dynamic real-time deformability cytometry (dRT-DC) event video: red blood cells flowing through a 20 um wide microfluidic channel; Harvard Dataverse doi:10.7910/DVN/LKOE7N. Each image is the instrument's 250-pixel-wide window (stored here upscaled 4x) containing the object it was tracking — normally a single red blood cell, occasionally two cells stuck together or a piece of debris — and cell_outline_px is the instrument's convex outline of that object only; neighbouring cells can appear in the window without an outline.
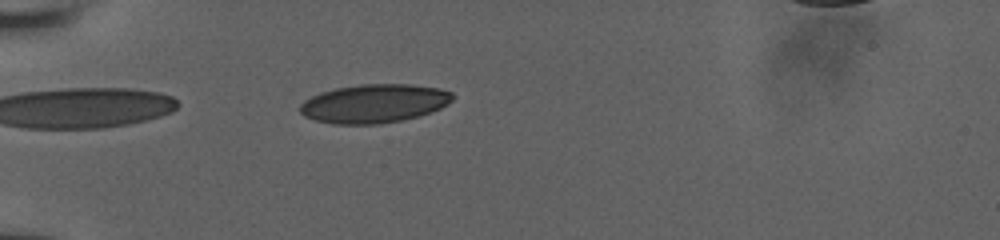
{"species": "human", "species_latin": "Homo sapiens", "temperature_condition": "room temperature", "stored_images_in_passage": 14, "camera_frame_rate_fps": 3000, "um_per_image_px": 0.085, "donor": {"sex": "male"}, "frame": {"image": 1, "passage_image": 1, "time_ms": 0.0, "image_size_px": [1000, 240], "cell_outline_px": [[456, 96], [448, 104], [440, 108], [416, 116], [400, 120], [380, 124], [332, 124], [316, 120], [304, 116], [300, 112], [300, 104], [304, 100], [320, 92], [336, 88], [360, 84], [408, 84], [440, 88], [452, 92]], "centroid_in_image_um": [31.79, 8.79], "position_along_channel_um": 53.2, "area_um2": 34.33}}
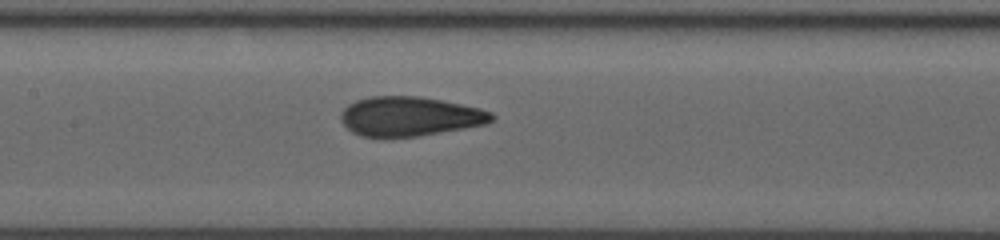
{"frame": {"image": 2, "passage_image": 8, "time_ms": 3.667, "image_size_px": [1000, 240], "cell_outline_px": [[496, 116], [488, 124], [416, 136], [360, 136], [352, 132], [340, 120], [340, 112], [348, 104], [356, 100], [372, 96], [420, 96], [480, 108], [492, 112]], "centroid_in_image_um": [34.83, 9.88], "position_along_channel_um": 172.6, "area_um2": 34.45}}
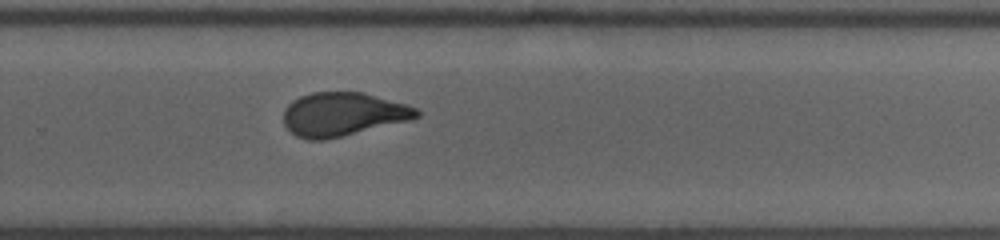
{"frame": {"image": 3, "passage_image": 14, "time_ms": 7.0, "image_size_px": [1000, 240], "cell_outline_px": [[420, 116], [412, 120], [324, 140], [308, 140], [296, 136], [284, 124], [284, 108], [292, 100], [300, 96], [312, 92], [360, 92], [404, 104], [416, 108], [420, 112]], "centroid_in_image_um": [29.12, 9.72], "position_along_channel_um": 300.7, "area_um2": 33.64}}